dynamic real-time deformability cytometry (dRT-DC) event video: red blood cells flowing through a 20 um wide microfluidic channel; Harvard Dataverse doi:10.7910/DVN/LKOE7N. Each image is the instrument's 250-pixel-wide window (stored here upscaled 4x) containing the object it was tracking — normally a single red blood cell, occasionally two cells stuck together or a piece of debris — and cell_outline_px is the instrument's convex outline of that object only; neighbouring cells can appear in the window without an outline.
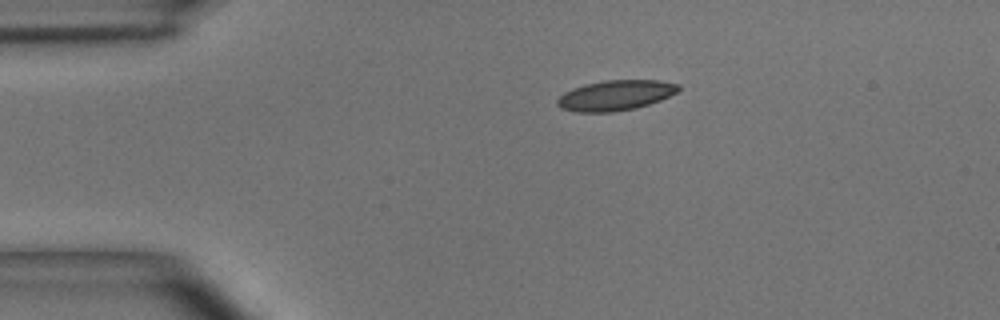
{"species": "common noctule bat (a hibernating species)", "species_latin": "Nyctalus noctula", "temperature_condition": "room temperature", "stored_images_in_passage": 36, "camera_frame_rate_fps": 3000, "um_per_image_px": 0.085, "animal": {"sex": "male", "body_mass_g": 15.6}, "frame": {"image": 1, "passage_image": 1, "time_ms": 0.0, "image_size_px": [1000, 320], "cell_outline_px": [[680, 88], [676, 92], [660, 100], [636, 108], [612, 112], [576, 112], [560, 108], [556, 104], [556, 100], [564, 92], [572, 88], [584, 84], [604, 80], [660, 80], [680, 84]], "centroid_in_image_um": [52.29, 8.1], "position_along_channel_um": 32.7, "area_um2": 21.44}}
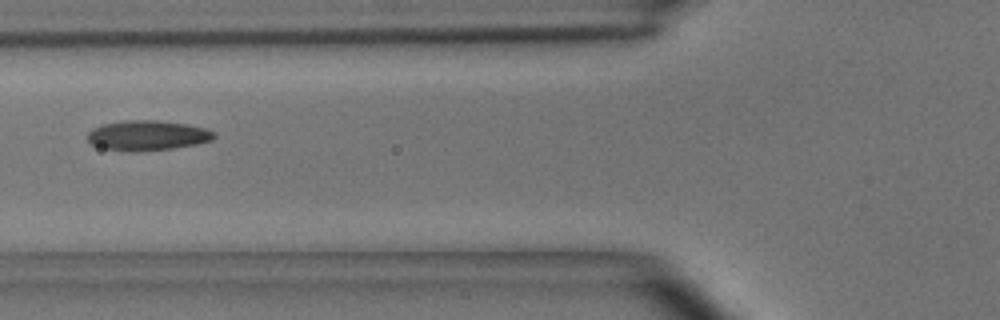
{"frame": {"image": 2, "passage_image": 10, "time_ms": 3.0, "image_size_px": [1000, 320], "cell_outline_px": [[216, 136], [212, 140], [196, 144], [172, 148], [136, 152], [132, 152], [100, 148], [88, 144], [88, 132], [92, 128], [104, 124], [124, 120], [156, 120], [188, 124], [204, 128], [216, 132]], "centroid_in_image_um": [12.5, 11.52], "position_along_channel_um": 113.3, "area_um2": 22.37}}
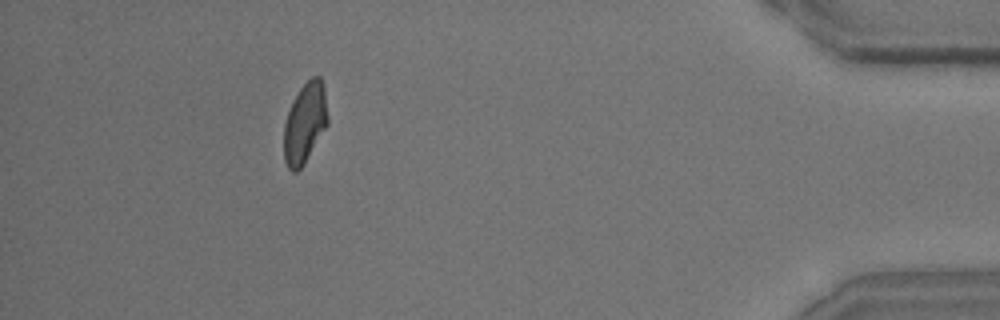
{"frame": {"image": 3, "passage_image": 36, "time_ms": 11.667, "image_size_px": [1000, 320], "cell_outline_px": [[328, 124], [304, 164], [296, 172], [292, 172], [288, 168], [284, 160], [284, 124], [292, 100], [300, 88], [312, 76], [320, 76], [324, 88], [328, 116]], "centroid_in_image_um": [25.91, 10.46], "position_along_channel_um": 409.3, "area_um2": 20.58}, "authors_computed_cell_mechanics": {"area_um2": 21.1548, "velocity_mm_per_s": 4.0601, "shape_relaxation_time_tau1_ms": 7.028, "shape_relaxation_time_tau2_ms": 2.1183, "deformation_change_tau1": 0.1774, "deformation_change_tau2": 0.0868}}